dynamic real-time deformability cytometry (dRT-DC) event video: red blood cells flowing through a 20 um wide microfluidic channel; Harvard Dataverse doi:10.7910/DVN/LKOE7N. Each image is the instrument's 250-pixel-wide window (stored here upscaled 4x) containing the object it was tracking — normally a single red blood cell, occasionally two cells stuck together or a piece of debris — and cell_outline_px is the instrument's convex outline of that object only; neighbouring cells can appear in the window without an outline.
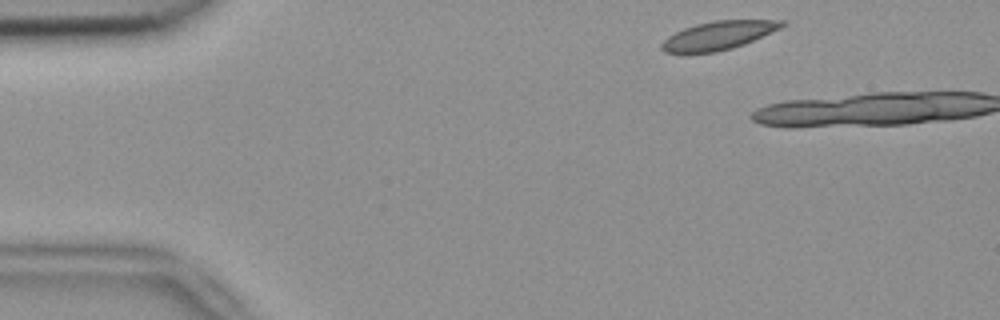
{"species": "common noctule bat (a hibernating species)", "species_latin": "Nyctalus noctula", "temperature_condition": "room temperature", "stored_images_in_passage": 2, "camera_frame_rate_fps": 3000, "um_per_image_px": 0.085, "animal": {"sex": "female", "body_mass_g": 18.4}, "frame": {"image": 1, "passage_image": 1, "time_ms": 0.0, "image_size_px": [1000, 320], "cell_outline_px": [[788, 24], [780, 28], [744, 44], [732, 48], [716, 52], [664, 52], [660, 48], [660, 44], [668, 36], [684, 28], [696, 24], [716, 20], [788, 20]], "centroid_in_image_um": [61.09, 3.0], "position_along_channel_um": 23.9, "area_um2": 19.77}}